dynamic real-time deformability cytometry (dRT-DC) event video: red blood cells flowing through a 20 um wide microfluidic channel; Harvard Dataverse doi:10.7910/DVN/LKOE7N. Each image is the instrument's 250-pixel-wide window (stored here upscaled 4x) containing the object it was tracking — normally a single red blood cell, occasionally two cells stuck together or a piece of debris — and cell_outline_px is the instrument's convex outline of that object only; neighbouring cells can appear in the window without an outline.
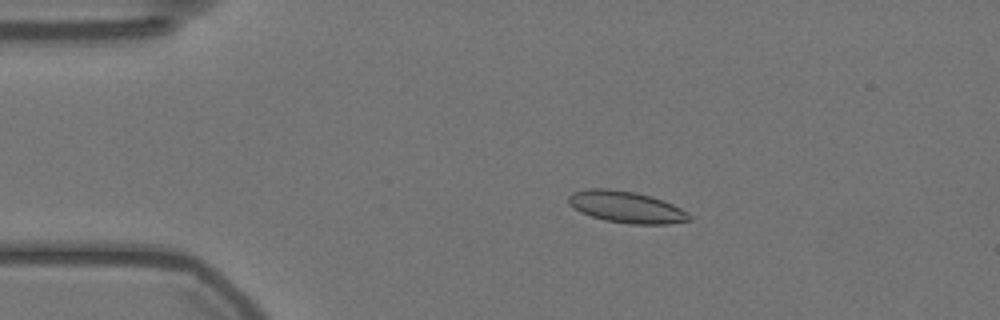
{"species": "Egyptian fruit bat (a non-hibernating species)", "species_latin": "Rousettus aegyptiacus", "temperature_condition": "warm", "stored_images_in_passage": 56, "camera_frame_rate_fps": 3000, "um_per_image_px": 0.085, "animal": {"sex": "female"}, "frame": {"image": 1, "passage_image": 10, "time_ms": 3.0, "image_size_px": [1000, 320], "cell_outline_px": [[692, 220], [668, 224], [628, 224], [604, 220], [580, 212], [568, 204], [568, 196], [572, 192], [588, 188], [608, 188], [636, 192], [652, 196], [672, 204], [688, 212], [692, 216]], "centroid_in_image_um": [53.23, 17.59], "position_along_channel_um": 31.8, "area_um2": 22.48}}
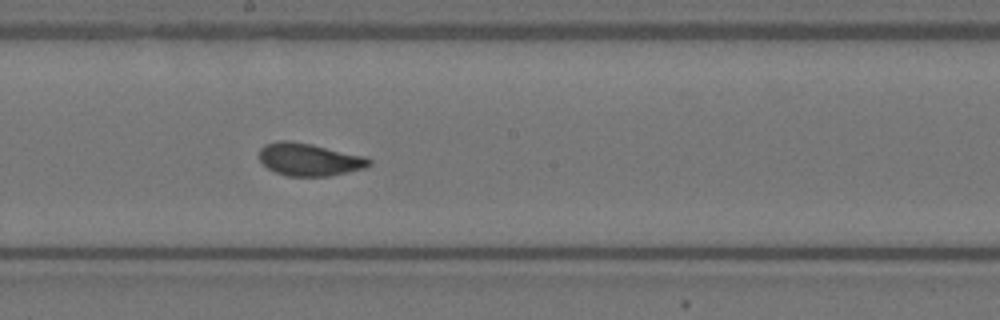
{"frame": {"image": 2, "passage_image": 30, "time_ms": 9.667, "image_size_px": [1000, 320], "cell_outline_px": [[372, 164], [364, 168], [328, 176], [284, 176], [268, 168], [260, 160], [260, 148], [264, 144], [276, 140], [288, 140], [312, 144], [364, 156], [372, 160]], "centroid_in_image_um": [26.26, 13.55], "position_along_channel_um": 221.9, "area_um2": 20.87}}
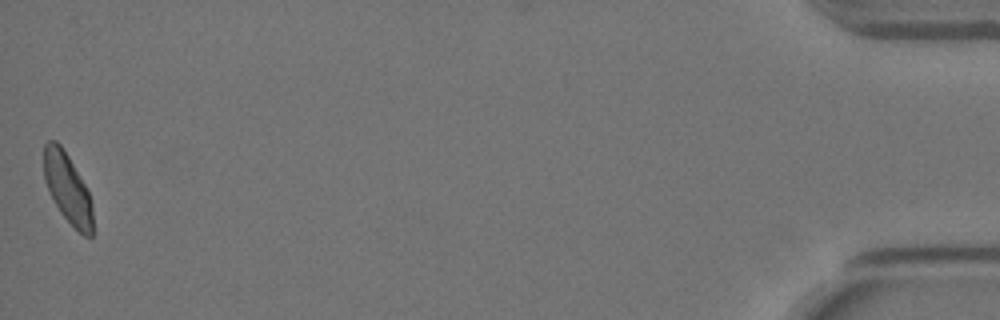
{"frame": {"image": 3, "passage_image": 56, "time_ms": 18.333, "image_size_px": [1000, 320], "cell_outline_px": [[92, 236], [84, 236], [60, 212], [44, 180], [44, 144], [48, 140], [56, 140], [60, 144], [68, 156], [84, 184], [88, 192], [92, 204]], "centroid_in_image_um": [5.73, 15.97], "position_along_channel_um": 429.5, "area_um2": 19.36}, "authors_computed_cell_mechanics": {"area_um2": 20.808, "velocity_mm_per_s": 3.5198, "shape_relaxation_time_tau1_ms": 3.4391, "shape_relaxation_time_tau2_ms": 0.7757, "deformation_change_tau1": 0.1099, "deformation_change_tau2": 0.0404}}